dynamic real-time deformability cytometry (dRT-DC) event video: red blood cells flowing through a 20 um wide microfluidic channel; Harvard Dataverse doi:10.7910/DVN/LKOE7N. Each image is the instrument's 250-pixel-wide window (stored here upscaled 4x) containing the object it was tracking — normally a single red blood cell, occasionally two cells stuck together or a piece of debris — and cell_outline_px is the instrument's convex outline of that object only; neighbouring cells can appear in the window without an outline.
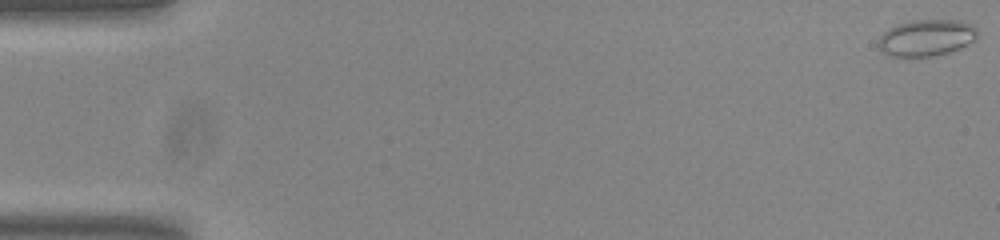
{"species": "common noctule bat (a hibernating species)", "species_latin": "Nyctalus noctula", "temperature_condition": "room temperature", "stored_images_in_passage": 18, "camera_frame_rate_fps": 3000, "um_per_image_px": 0.085, "animal": {"sex": "male", "body_mass_g": 20.0, "forearm_length_mm": 53.3}, "frame": {"image": 1, "passage_image": 1, "time_ms": 0.0, "image_size_px": [1000, 240], "cell_outline_px": [[980, 32], [968, 44], [960, 48], [948, 52], [932, 56], [892, 56], [884, 52], [876, 44], [880, 36], [888, 28], [896, 24], [912, 20], [964, 20], [972, 24]], "centroid_in_image_um": [78.75, 3.19], "position_along_channel_um": 6.3, "area_um2": 21.15}}
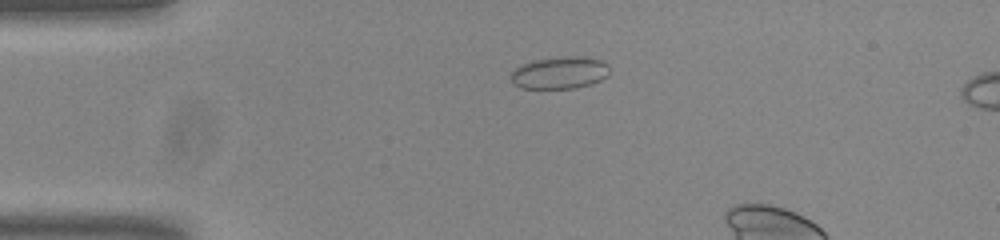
{"frame": {"image": 2, "passage_image": 13, "time_ms": 4.0, "image_size_px": [1000, 240], "cell_outline_px": [[608, 76], [592, 84], [576, 88], [520, 88], [512, 84], [512, 72], [520, 64], [532, 60], [560, 56], [588, 56], [600, 60], [608, 64]], "centroid_in_image_um": [47.58, 6.17], "position_along_channel_um": 37.4, "area_um2": 18.79}}